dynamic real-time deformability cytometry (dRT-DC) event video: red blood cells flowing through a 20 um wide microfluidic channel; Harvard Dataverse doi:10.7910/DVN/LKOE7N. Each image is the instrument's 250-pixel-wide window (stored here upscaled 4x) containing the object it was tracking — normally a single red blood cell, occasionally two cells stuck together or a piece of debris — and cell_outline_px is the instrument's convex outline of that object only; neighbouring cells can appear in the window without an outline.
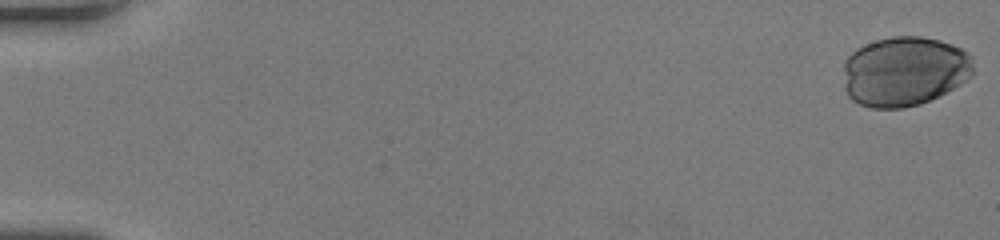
{"species": "human", "species_latin": "Homo sapiens", "temperature_condition": "room temperature", "stored_images_in_passage": 44, "camera_frame_rate_fps": 3000, "um_per_image_px": 0.085, "donor": {"sex": "female"}, "frame": {"image": 1, "passage_image": 1, "time_ms": 0.0, "image_size_px": [1000, 240], "cell_outline_px": [[972, 76], [960, 84], [920, 104], [904, 108], [872, 108], [860, 104], [852, 100], [848, 96], [844, 88], [844, 60], [856, 48], [864, 44], [876, 40], [892, 36], [920, 36], [940, 40], [952, 44], [968, 52], [972, 64]], "centroid_in_image_um": [76.83, 6.05], "position_along_channel_um": 8.2, "area_um2": 52.89}}
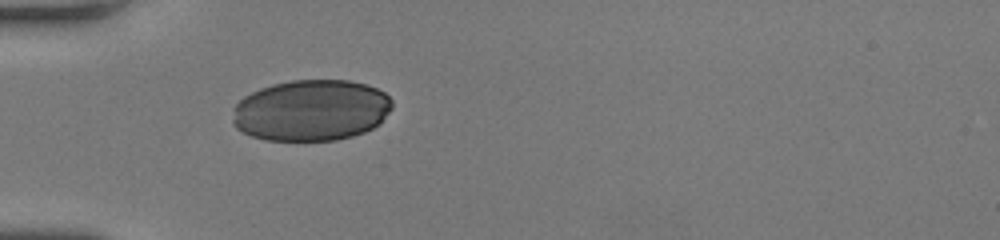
{"frame": {"image": 2, "passage_image": 18, "time_ms": 5.667, "image_size_px": [1000, 240], "cell_outline_px": [[392, 108], [372, 128], [364, 132], [352, 136], [336, 140], [264, 140], [252, 136], [236, 128], [232, 120], [232, 108], [244, 96], [260, 88], [272, 84], [292, 80], [348, 80], [364, 84], [376, 88], [384, 92], [392, 100]], "centroid_in_image_um": [26.41, 9.37], "position_along_channel_um": 58.6, "area_um2": 56.93}}